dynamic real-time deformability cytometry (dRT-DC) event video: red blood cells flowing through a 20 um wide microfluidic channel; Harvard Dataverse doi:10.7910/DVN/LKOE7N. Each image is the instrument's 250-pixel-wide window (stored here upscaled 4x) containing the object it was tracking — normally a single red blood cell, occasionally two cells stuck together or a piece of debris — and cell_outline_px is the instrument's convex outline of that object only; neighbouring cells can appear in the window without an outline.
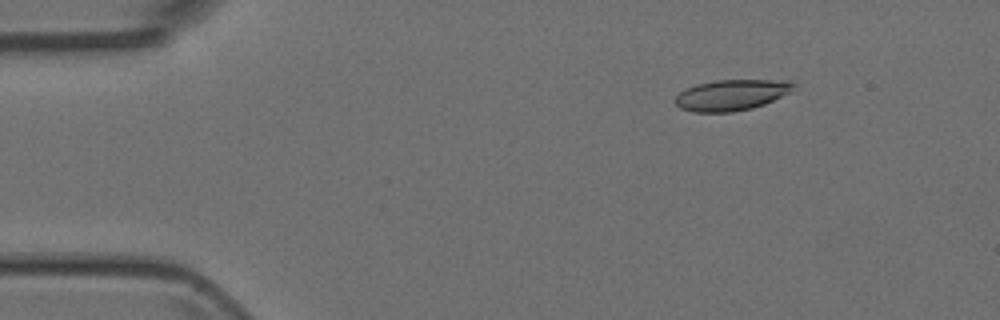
{"species": "Egyptian fruit bat (a non-hibernating species)", "species_latin": "Rousettus aegyptiacus", "temperature_condition": "room temperature", "stored_images_in_passage": 4, "camera_frame_rate_fps": 3000, "um_per_image_px": 0.085, "animal": {"sex": "female"}, "frame": {"image": 1, "passage_image": 2, "time_ms": 0.333, "image_size_px": [1000, 320], "cell_outline_px": [[796, 84], [792, 92], [764, 104], [752, 108], [732, 112], [692, 112], [680, 108], [672, 100], [684, 88], [696, 84], [716, 80], [792, 80]], "centroid_in_image_um": [62.18, 8.07], "position_along_channel_um": 22.8, "area_um2": 21.62}}